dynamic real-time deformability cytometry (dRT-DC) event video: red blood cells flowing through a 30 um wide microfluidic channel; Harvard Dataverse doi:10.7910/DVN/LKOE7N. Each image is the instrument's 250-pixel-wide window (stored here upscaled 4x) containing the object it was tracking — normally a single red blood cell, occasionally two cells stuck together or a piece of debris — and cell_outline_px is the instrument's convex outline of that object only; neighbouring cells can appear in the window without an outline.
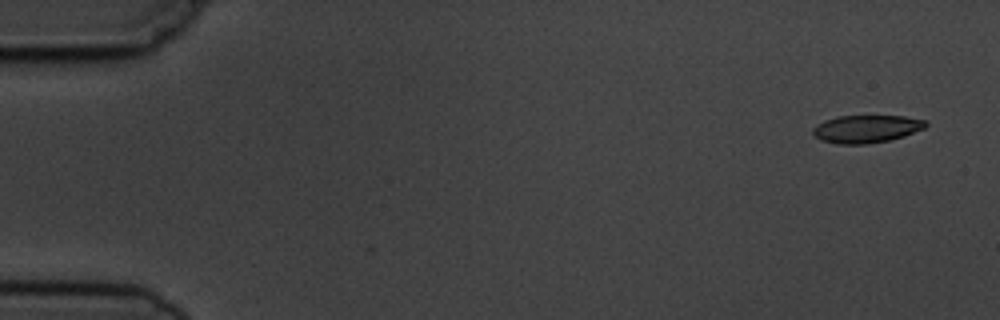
{"species": "common noctule bat (a hibernating species)", "species_latin": "Nyctalus noctula", "temperature_condition": "cold", "stored_images_in_passage": 4, "camera_frame_rate_fps": 3000, "um_per_image_px": 0.085, "animal": {"sex": "male", "body_mass_g": 19.5, "forearm_length_mm": 54.6}, "frame": {"image": 1, "passage_image": 1, "time_ms": 0.0, "image_size_px": [1000, 320], "cell_outline_px": [[928, 124], [924, 128], [904, 136], [888, 140], [868, 144], [836, 144], [820, 140], [812, 132], [812, 128], [816, 124], [824, 120], [836, 116], [904, 116], [924, 120]], "centroid_in_image_um": [73.6, 10.95], "position_along_channel_um": 11.4, "area_um2": 18.26}}
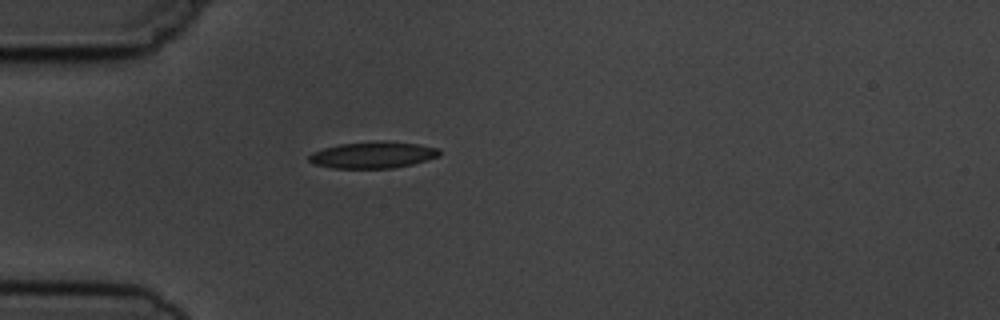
{"frame": {"image": 2, "passage_image": 4, "time_ms": 4.333, "image_size_px": [1000, 320], "cell_outline_px": [[440, 156], [412, 164], [392, 168], [332, 168], [312, 164], [308, 160], [308, 156], [312, 152], [324, 148], [340, 144], [380, 140], [384, 140], [416, 144], [440, 148]], "centroid_in_image_um": [31.68, 13.16], "position_along_channel_um": 53.3, "area_um2": 20.29}}